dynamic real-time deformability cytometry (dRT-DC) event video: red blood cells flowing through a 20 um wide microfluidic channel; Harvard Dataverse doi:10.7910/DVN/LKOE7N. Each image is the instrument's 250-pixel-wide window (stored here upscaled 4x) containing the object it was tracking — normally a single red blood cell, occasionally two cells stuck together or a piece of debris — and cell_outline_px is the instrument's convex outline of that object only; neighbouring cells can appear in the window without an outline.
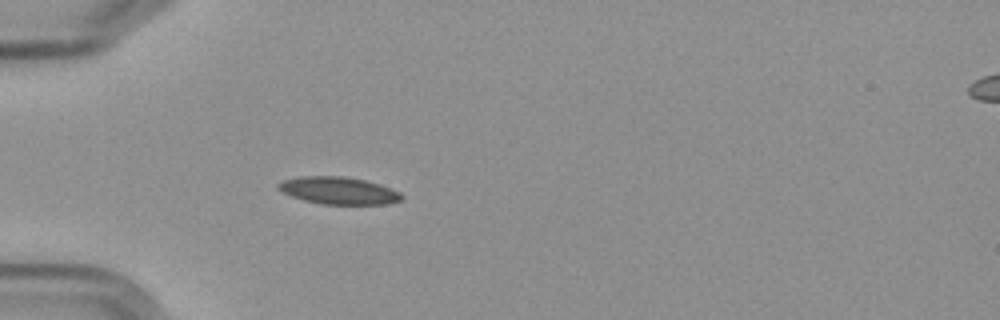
{"species": "Egyptian fruit bat (a non-hibernating species)", "species_latin": "Rousettus aegyptiacus", "temperature_condition": "cold", "stored_images_in_passage": 5, "camera_frame_rate_fps": 3000, "um_per_image_px": 0.085, "frame": {"image": 1, "passage_image": 5, "time_ms": 5.667, "image_size_px": [1000, 320], "cell_outline_px": [[404, 196], [400, 200], [388, 204], [320, 204], [304, 200], [292, 196], [276, 188], [276, 184], [284, 180], [300, 176], [344, 176], [364, 180], [380, 184], [400, 192]], "centroid_in_image_um": [28.78, 16.2], "position_along_channel_um": 56.2, "area_um2": 19.59}}